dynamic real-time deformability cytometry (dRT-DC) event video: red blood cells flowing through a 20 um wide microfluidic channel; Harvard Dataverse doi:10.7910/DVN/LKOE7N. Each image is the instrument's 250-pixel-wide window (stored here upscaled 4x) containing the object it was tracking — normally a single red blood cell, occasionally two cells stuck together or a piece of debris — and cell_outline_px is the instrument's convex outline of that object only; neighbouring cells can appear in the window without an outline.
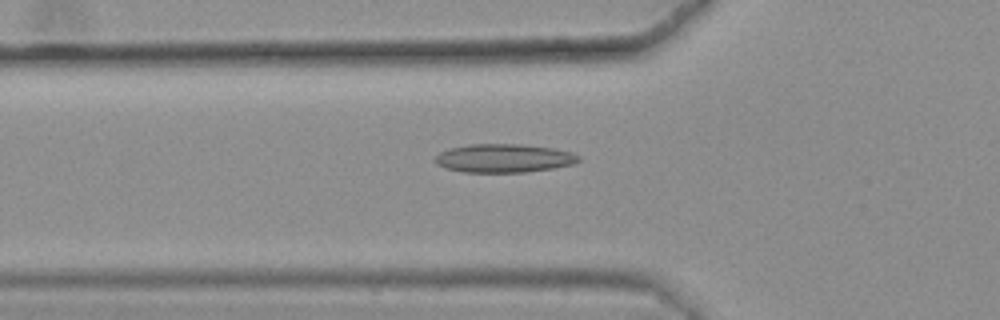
{"species": "common noctule bat (a hibernating species)", "species_latin": "Nyctalus noctula", "temperature_condition": "warm", "stored_images_in_passage": 41, "camera_frame_rate_fps": 3000, "um_per_image_px": 0.085, "animal": {"sex": "female", "body_mass_g": 25.1}, "frame": {"image": 1, "passage_image": 11, "time_ms": 3.333, "image_size_px": [1000, 320], "cell_outline_px": [[580, 160], [572, 164], [552, 168], [524, 172], [464, 172], [448, 168], [436, 164], [432, 160], [440, 152], [448, 148], [468, 144], [524, 144], [552, 148], [572, 152], [580, 156]], "centroid_in_image_um": [42.8, 13.44], "position_along_channel_um": 83.0, "area_um2": 23.87}}
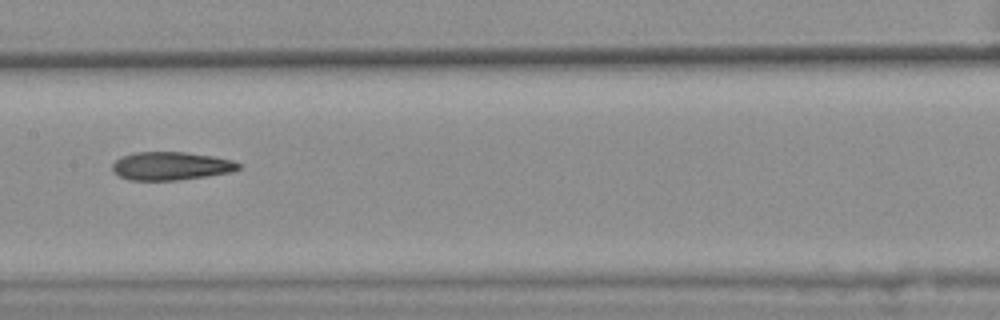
{"frame": {"image": 2, "passage_image": 20, "time_ms": 6.333, "image_size_px": [1000, 320], "cell_outline_px": [[240, 168], [232, 172], [208, 176], [176, 180], [128, 180], [112, 172], [112, 164], [120, 156], [136, 152], [184, 152], [212, 156], [232, 160], [240, 164]], "centroid_in_image_um": [14.5, 14.11], "position_along_channel_um": 192.9, "area_um2": 20.81}}
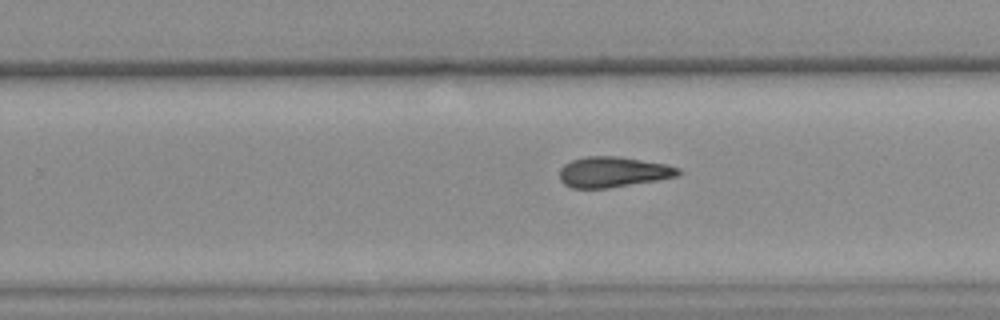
{"frame": {"image": 3, "passage_image": 27, "time_ms": 8.667, "image_size_px": [1000, 320], "cell_outline_px": [[680, 176], [608, 188], [572, 188], [564, 184], [560, 180], [560, 168], [564, 164], [572, 160], [584, 156], [620, 156], [664, 164], [680, 168]], "centroid_in_image_um": [52.09, 14.61], "position_along_channel_um": 277.7, "area_um2": 21.1}, "authors_computed_cell_mechanics": {"area_um2": 21.4438, "velocity_mm_per_s": 3.6473, "shape_relaxation_time_tau1_ms": null, "shape_relaxation_time_tau2_ms": 8.335, "deformation_change_tau1": null, "deformation_change_tau2": 0.1846}}